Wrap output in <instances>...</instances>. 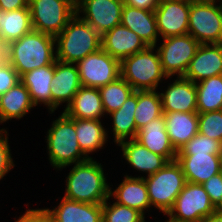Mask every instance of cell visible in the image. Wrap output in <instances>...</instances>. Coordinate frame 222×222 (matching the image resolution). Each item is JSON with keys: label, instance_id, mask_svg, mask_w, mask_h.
<instances>
[{"label": "cell", "instance_id": "cell-1", "mask_svg": "<svg viewBox=\"0 0 222 222\" xmlns=\"http://www.w3.org/2000/svg\"><path fill=\"white\" fill-rule=\"evenodd\" d=\"M102 163L93 158L73 164L65 180L63 197L73 201L102 204L110 196V183Z\"/></svg>", "mask_w": 222, "mask_h": 222}, {"label": "cell", "instance_id": "cell-2", "mask_svg": "<svg viewBox=\"0 0 222 222\" xmlns=\"http://www.w3.org/2000/svg\"><path fill=\"white\" fill-rule=\"evenodd\" d=\"M56 60L76 64L101 49V35L75 14L55 37Z\"/></svg>", "mask_w": 222, "mask_h": 222}, {"label": "cell", "instance_id": "cell-3", "mask_svg": "<svg viewBox=\"0 0 222 222\" xmlns=\"http://www.w3.org/2000/svg\"><path fill=\"white\" fill-rule=\"evenodd\" d=\"M46 135L49 163L55 170L62 171L67 166L89 159L77 142L75 118L69 117L64 111L53 120Z\"/></svg>", "mask_w": 222, "mask_h": 222}, {"label": "cell", "instance_id": "cell-4", "mask_svg": "<svg viewBox=\"0 0 222 222\" xmlns=\"http://www.w3.org/2000/svg\"><path fill=\"white\" fill-rule=\"evenodd\" d=\"M56 61L55 37L32 30L13 41L10 64L21 77L26 72Z\"/></svg>", "mask_w": 222, "mask_h": 222}, {"label": "cell", "instance_id": "cell-5", "mask_svg": "<svg viewBox=\"0 0 222 222\" xmlns=\"http://www.w3.org/2000/svg\"><path fill=\"white\" fill-rule=\"evenodd\" d=\"M155 51V52H154ZM121 77L135 91L157 90L158 86L166 83L167 77L163 72L160 57L154 46L135 53L120 62Z\"/></svg>", "mask_w": 222, "mask_h": 222}, {"label": "cell", "instance_id": "cell-6", "mask_svg": "<svg viewBox=\"0 0 222 222\" xmlns=\"http://www.w3.org/2000/svg\"><path fill=\"white\" fill-rule=\"evenodd\" d=\"M151 207L166 215L187 183L181 165L168 162L156 173L144 177Z\"/></svg>", "mask_w": 222, "mask_h": 222}, {"label": "cell", "instance_id": "cell-7", "mask_svg": "<svg viewBox=\"0 0 222 222\" xmlns=\"http://www.w3.org/2000/svg\"><path fill=\"white\" fill-rule=\"evenodd\" d=\"M188 34L200 44L222 43V0H191Z\"/></svg>", "mask_w": 222, "mask_h": 222}, {"label": "cell", "instance_id": "cell-8", "mask_svg": "<svg viewBox=\"0 0 222 222\" xmlns=\"http://www.w3.org/2000/svg\"><path fill=\"white\" fill-rule=\"evenodd\" d=\"M33 30L56 37L76 14V0H29Z\"/></svg>", "mask_w": 222, "mask_h": 222}, {"label": "cell", "instance_id": "cell-9", "mask_svg": "<svg viewBox=\"0 0 222 222\" xmlns=\"http://www.w3.org/2000/svg\"><path fill=\"white\" fill-rule=\"evenodd\" d=\"M216 210L202 184L187 182L165 216L170 222H199Z\"/></svg>", "mask_w": 222, "mask_h": 222}, {"label": "cell", "instance_id": "cell-10", "mask_svg": "<svg viewBox=\"0 0 222 222\" xmlns=\"http://www.w3.org/2000/svg\"><path fill=\"white\" fill-rule=\"evenodd\" d=\"M160 46H154L167 77L184 76L200 43L190 34L162 38Z\"/></svg>", "mask_w": 222, "mask_h": 222}, {"label": "cell", "instance_id": "cell-11", "mask_svg": "<svg viewBox=\"0 0 222 222\" xmlns=\"http://www.w3.org/2000/svg\"><path fill=\"white\" fill-rule=\"evenodd\" d=\"M82 86L100 88L121 76L120 61L102 48L76 63Z\"/></svg>", "mask_w": 222, "mask_h": 222}, {"label": "cell", "instance_id": "cell-12", "mask_svg": "<svg viewBox=\"0 0 222 222\" xmlns=\"http://www.w3.org/2000/svg\"><path fill=\"white\" fill-rule=\"evenodd\" d=\"M123 0H76V14L101 36L120 25Z\"/></svg>", "mask_w": 222, "mask_h": 222}, {"label": "cell", "instance_id": "cell-13", "mask_svg": "<svg viewBox=\"0 0 222 222\" xmlns=\"http://www.w3.org/2000/svg\"><path fill=\"white\" fill-rule=\"evenodd\" d=\"M191 0H160L154 11L160 38L188 34Z\"/></svg>", "mask_w": 222, "mask_h": 222}, {"label": "cell", "instance_id": "cell-14", "mask_svg": "<svg viewBox=\"0 0 222 222\" xmlns=\"http://www.w3.org/2000/svg\"><path fill=\"white\" fill-rule=\"evenodd\" d=\"M160 91L163 113L197 112V89L189 79L177 76Z\"/></svg>", "mask_w": 222, "mask_h": 222}, {"label": "cell", "instance_id": "cell-15", "mask_svg": "<svg viewBox=\"0 0 222 222\" xmlns=\"http://www.w3.org/2000/svg\"><path fill=\"white\" fill-rule=\"evenodd\" d=\"M52 112L66 103V108L73 100L74 95L81 88L79 72L76 64L54 62V77L51 81Z\"/></svg>", "mask_w": 222, "mask_h": 222}, {"label": "cell", "instance_id": "cell-16", "mask_svg": "<svg viewBox=\"0 0 222 222\" xmlns=\"http://www.w3.org/2000/svg\"><path fill=\"white\" fill-rule=\"evenodd\" d=\"M217 75H222V43L200 44L183 77L198 83Z\"/></svg>", "mask_w": 222, "mask_h": 222}, {"label": "cell", "instance_id": "cell-17", "mask_svg": "<svg viewBox=\"0 0 222 222\" xmlns=\"http://www.w3.org/2000/svg\"><path fill=\"white\" fill-rule=\"evenodd\" d=\"M176 161L181 165L186 181L203 184L222 171L220 155L208 153H177Z\"/></svg>", "mask_w": 222, "mask_h": 222}, {"label": "cell", "instance_id": "cell-18", "mask_svg": "<svg viewBox=\"0 0 222 222\" xmlns=\"http://www.w3.org/2000/svg\"><path fill=\"white\" fill-rule=\"evenodd\" d=\"M147 47L136 33L121 24L101 36V48L120 62Z\"/></svg>", "mask_w": 222, "mask_h": 222}, {"label": "cell", "instance_id": "cell-19", "mask_svg": "<svg viewBox=\"0 0 222 222\" xmlns=\"http://www.w3.org/2000/svg\"><path fill=\"white\" fill-rule=\"evenodd\" d=\"M52 222H102V204H90L62 197L53 209L41 208Z\"/></svg>", "mask_w": 222, "mask_h": 222}, {"label": "cell", "instance_id": "cell-20", "mask_svg": "<svg viewBox=\"0 0 222 222\" xmlns=\"http://www.w3.org/2000/svg\"><path fill=\"white\" fill-rule=\"evenodd\" d=\"M110 197L118 204L136 209L145 216V211H150V200L144 177L124 175L118 187H110Z\"/></svg>", "mask_w": 222, "mask_h": 222}, {"label": "cell", "instance_id": "cell-21", "mask_svg": "<svg viewBox=\"0 0 222 222\" xmlns=\"http://www.w3.org/2000/svg\"><path fill=\"white\" fill-rule=\"evenodd\" d=\"M117 146L121 148L122 157L130 167L145 173V176L140 174L137 177L154 174L169 162L164 156L149 151L135 139L120 142Z\"/></svg>", "mask_w": 222, "mask_h": 222}, {"label": "cell", "instance_id": "cell-22", "mask_svg": "<svg viewBox=\"0 0 222 222\" xmlns=\"http://www.w3.org/2000/svg\"><path fill=\"white\" fill-rule=\"evenodd\" d=\"M135 140L149 151L164 156L169 162L176 160L177 151L169 140L163 114L139 129Z\"/></svg>", "mask_w": 222, "mask_h": 222}, {"label": "cell", "instance_id": "cell-23", "mask_svg": "<svg viewBox=\"0 0 222 222\" xmlns=\"http://www.w3.org/2000/svg\"><path fill=\"white\" fill-rule=\"evenodd\" d=\"M120 24L136 33L147 46H156L160 40L154 11L124 5Z\"/></svg>", "mask_w": 222, "mask_h": 222}, {"label": "cell", "instance_id": "cell-24", "mask_svg": "<svg viewBox=\"0 0 222 222\" xmlns=\"http://www.w3.org/2000/svg\"><path fill=\"white\" fill-rule=\"evenodd\" d=\"M54 77V63L26 72L20 81L26 86L31 100L36 106L44 105L50 114L52 112L51 81Z\"/></svg>", "mask_w": 222, "mask_h": 222}, {"label": "cell", "instance_id": "cell-25", "mask_svg": "<svg viewBox=\"0 0 222 222\" xmlns=\"http://www.w3.org/2000/svg\"><path fill=\"white\" fill-rule=\"evenodd\" d=\"M169 140L176 151H179L198 133L197 112L163 113Z\"/></svg>", "mask_w": 222, "mask_h": 222}, {"label": "cell", "instance_id": "cell-26", "mask_svg": "<svg viewBox=\"0 0 222 222\" xmlns=\"http://www.w3.org/2000/svg\"><path fill=\"white\" fill-rule=\"evenodd\" d=\"M63 111L69 117L78 119L102 120L106 116L99 89L86 86H81Z\"/></svg>", "mask_w": 222, "mask_h": 222}, {"label": "cell", "instance_id": "cell-27", "mask_svg": "<svg viewBox=\"0 0 222 222\" xmlns=\"http://www.w3.org/2000/svg\"><path fill=\"white\" fill-rule=\"evenodd\" d=\"M34 107L29 91L20 81L5 94L0 95V124L12 119L21 120Z\"/></svg>", "mask_w": 222, "mask_h": 222}, {"label": "cell", "instance_id": "cell-28", "mask_svg": "<svg viewBox=\"0 0 222 222\" xmlns=\"http://www.w3.org/2000/svg\"><path fill=\"white\" fill-rule=\"evenodd\" d=\"M75 130L80 149L88 158H93L89 154L97 153L107 144L109 131L102 120L75 118Z\"/></svg>", "mask_w": 222, "mask_h": 222}, {"label": "cell", "instance_id": "cell-29", "mask_svg": "<svg viewBox=\"0 0 222 222\" xmlns=\"http://www.w3.org/2000/svg\"><path fill=\"white\" fill-rule=\"evenodd\" d=\"M137 106V91H134L122 106L108 114L111 116L114 144L118 145L120 142L135 139L137 129L134 119V112Z\"/></svg>", "mask_w": 222, "mask_h": 222}, {"label": "cell", "instance_id": "cell-30", "mask_svg": "<svg viewBox=\"0 0 222 222\" xmlns=\"http://www.w3.org/2000/svg\"><path fill=\"white\" fill-rule=\"evenodd\" d=\"M197 113L222 110V75L212 76L195 83Z\"/></svg>", "mask_w": 222, "mask_h": 222}, {"label": "cell", "instance_id": "cell-31", "mask_svg": "<svg viewBox=\"0 0 222 222\" xmlns=\"http://www.w3.org/2000/svg\"><path fill=\"white\" fill-rule=\"evenodd\" d=\"M1 19L0 36L10 41H16L33 30L29 7L3 12Z\"/></svg>", "mask_w": 222, "mask_h": 222}, {"label": "cell", "instance_id": "cell-32", "mask_svg": "<svg viewBox=\"0 0 222 222\" xmlns=\"http://www.w3.org/2000/svg\"><path fill=\"white\" fill-rule=\"evenodd\" d=\"M162 114V103L159 91H137V106L134 112L137 131Z\"/></svg>", "mask_w": 222, "mask_h": 222}, {"label": "cell", "instance_id": "cell-33", "mask_svg": "<svg viewBox=\"0 0 222 222\" xmlns=\"http://www.w3.org/2000/svg\"><path fill=\"white\" fill-rule=\"evenodd\" d=\"M102 106L106 116L118 110L128 97L135 91L121 76L99 88Z\"/></svg>", "mask_w": 222, "mask_h": 222}, {"label": "cell", "instance_id": "cell-34", "mask_svg": "<svg viewBox=\"0 0 222 222\" xmlns=\"http://www.w3.org/2000/svg\"><path fill=\"white\" fill-rule=\"evenodd\" d=\"M109 196L102 203V222H147L145 216L136 209L114 202L111 204Z\"/></svg>", "mask_w": 222, "mask_h": 222}, {"label": "cell", "instance_id": "cell-35", "mask_svg": "<svg viewBox=\"0 0 222 222\" xmlns=\"http://www.w3.org/2000/svg\"><path fill=\"white\" fill-rule=\"evenodd\" d=\"M198 132L222 142V110L198 113Z\"/></svg>", "mask_w": 222, "mask_h": 222}, {"label": "cell", "instance_id": "cell-36", "mask_svg": "<svg viewBox=\"0 0 222 222\" xmlns=\"http://www.w3.org/2000/svg\"><path fill=\"white\" fill-rule=\"evenodd\" d=\"M177 153H208L212 155H220L221 142L198 132L182 148H180Z\"/></svg>", "mask_w": 222, "mask_h": 222}, {"label": "cell", "instance_id": "cell-37", "mask_svg": "<svg viewBox=\"0 0 222 222\" xmlns=\"http://www.w3.org/2000/svg\"><path fill=\"white\" fill-rule=\"evenodd\" d=\"M8 130H0V181L15 167Z\"/></svg>", "mask_w": 222, "mask_h": 222}, {"label": "cell", "instance_id": "cell-38", "mask_svg": "<svg viewBox=\"0 0 222 222\" xmlns=\"http://www.w3.org/2000/svg\"><path fill=\"white\" fill-rule=\"evenodd\" d=\"M202 186L210 197L212 204L218 208L222 203V171L210 177Z\"/></svg>", "mask_w": 222, "mask_h": 222}, {"label": "cell", "instance_id": "cell-39", "mask_svg": "<svg viewBox=\"0 0 222 222\" xmlns=\"http://www.w3.org/2000/svg\"><path fill=\"white\" fill-rule=\"evenodd\" d=\"M20 82V76L10 63L0 66V95Z\"/></svg>", "mask_w": 222, "mask_h": 222}, {"label": "cell", "instance_id": "cell-40", "mask_svg": "<svg viewBox=\"0 0 222 222\" xmlns=\"http://www.w3.org/2000/svg\"><path fill=\"white\" fill-rule=\"evenodd\" d=\"M15 222H52L51 219L40 208L27 209L23 215L15 218Z\"/></svg>", "mask_w": 222, "mask_h": 222}, {"label": "cell", "instance_id": "cell-41", "mask_svg": "<svg viewBox=\"0 0 222 222\" xmlns=\"http://www.w3.org/2000/svg\"><path fill=\"white\" fill-rule=\"evenodd\" d=\"M13 41L0 36V66L12 60Z\"/></svg>", "mask_w": 222, "mask_h": 222}, {"label": "cell", "instance_id": "cell-42", "mask_svg": "<svg viewBox=\"0 0 222 222\" xmlns=\"http://www.w3.org/2000/svg\"><path fill=\"white\" fill-rule=\"evenodd\" d=\"M160 0H123L124 5L138 9L155 11Z\"/></svg>", "mask_w": 222, "mask_h": 222}, {"label": "cell", "instance_id": "cell-43", "mask_svg": "<svg viewBox=\"0 0 222 222\" xmlns=\"http://www.w3.org/2000/svg\"><path fill=\"white\" fill-rule=\"evenodd\" d=\"M29 7V0H0V8L4 11H13Z\"/></svg>", "mask_w": 222, "mask_h": 222}, {"label": "cell", "instance_id": "cell-44", "mask_svg": "<svg viewBox=\"0 0 222 222\" xmlns=\"http://www.w3.org/2000/svg\"><path fill=\"white\" fill-rule=\"evenodd\" d=\"M199 222H222V214L216 210L214 213L203 217Z\"/></svg>", "mask_w": 222, "mask_h": 222}, {"label": "cell", "instance_id": "cell-45", "mask_svg": "<svg viewBox=\"0 0 222 222\" xmlns=\"http://www.w3.org/2000/svg\"><path fill=\"white\" fill-rule=\"evenodd\" d=\"M217 211L222 214V203L218 206Z\"/></svg>", "mask_w": 222, "mask_h": 222}, {"label": "cell", "instance_id": "cell-46", "mask_svg": "<svg viewBox=\"0 0 222 222\" xmlns=\"http://www.w3.org/2000/svg\"><path fill=\"white\" fill-rule=\"evenodd\" d=\"M4 11L0 8V22L2 21V19H1V16H2V13H3ZM0 30H1V26H0Z\"/></svg>", "mask_w": 222, "mask_h": 222}, {"label": "cell", "instance_id": "cell-47", "mask_svg": "<svg viewBox=\"0 0 222 222\" xmlns=\"http://www.w3.org/2000/svg\"><path fill=\"white\" fill-rule=\"evenodd\" d=\"M221 160H222V142H221V154H220Z\"/></svg>", "mask_w": 222, "mask_h": 222}]
</instances>
